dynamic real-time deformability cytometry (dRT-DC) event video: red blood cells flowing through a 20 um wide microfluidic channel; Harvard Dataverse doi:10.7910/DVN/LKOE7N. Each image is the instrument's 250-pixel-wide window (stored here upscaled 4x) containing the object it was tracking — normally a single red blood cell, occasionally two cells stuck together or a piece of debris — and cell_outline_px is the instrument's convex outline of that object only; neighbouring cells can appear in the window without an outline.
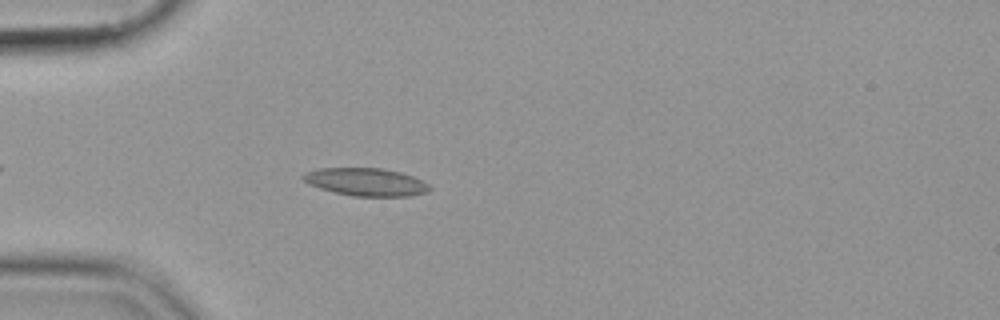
{"species": "common noctule bat (a hibernating species)", "species_latin": "Nyctalus noctula", "temperature_condition": "cold", "stored_images_in_passage": 45, "camera_frame_rate_fps": 3000, "um_per_image_px": 0.085, "animal": {"sex": "female", "body_mass_g": 19.9}, "frame": {"image": 1, "passage_image": 7, "time_ms": 2.0, "image_size_px": [1000, 320], "cell_outline_px": [[432, 188], [428, 192], [408, 196], [352, 196], [320, 188], [308, 184], [300, 176], [304, 172], [320, 168], [380, 168], [400, 172], [412, 176], [428, 184]], "centroid_in_image_um": [31.09, 15.46], "position_along_channel_um": 53.9, "area_um2": 20.4}}
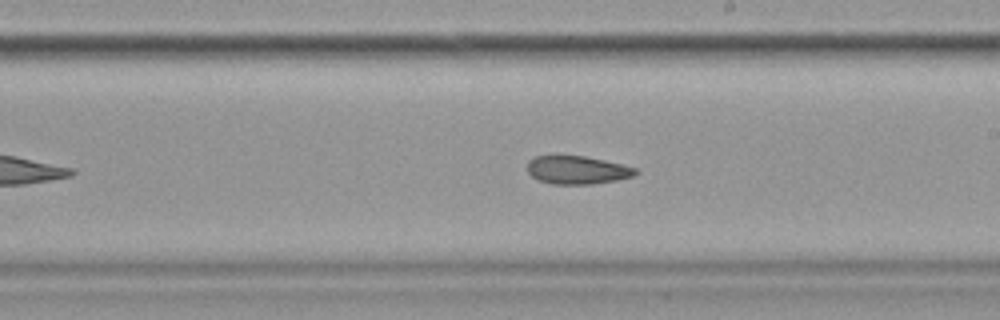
{"frame": {"image": 2, "passage_image": 23, "time_ms": 7.333, "image_size_px": [1000, 320], "cell_outline_px": [[640, 172], [632, 176], [616, 180], [592, 184], [552, 184], [540, 180], [532, 176], [528, 172], [528, 160], [536, 156], [584, 156], [604, 160], [636, 168]], "centroid_in_image_um": [49.07, 14.45], "position_along_channel_um": 239.9, "area_um2": 17.57}}
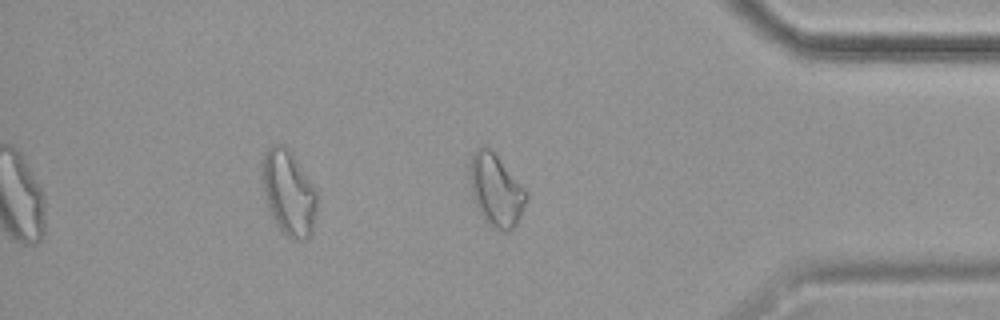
{"frame": {"image": 3, "passage_image": 37, "time_ms": 12.0, "image_size_px": [1000, 320], "cell_outline_px": [[528, 196], [520, 216], [516, 224], [508, 232], [504, 232], [488, 224], [484, 220], [472, 196], [468, 164], [472, 156], [484, 144], [492, 148], [528, 192]], "centroid_in_image_um": [42.16, 16.13], "position_along_channel_um": 393.0, "area_um2": 23.87}}